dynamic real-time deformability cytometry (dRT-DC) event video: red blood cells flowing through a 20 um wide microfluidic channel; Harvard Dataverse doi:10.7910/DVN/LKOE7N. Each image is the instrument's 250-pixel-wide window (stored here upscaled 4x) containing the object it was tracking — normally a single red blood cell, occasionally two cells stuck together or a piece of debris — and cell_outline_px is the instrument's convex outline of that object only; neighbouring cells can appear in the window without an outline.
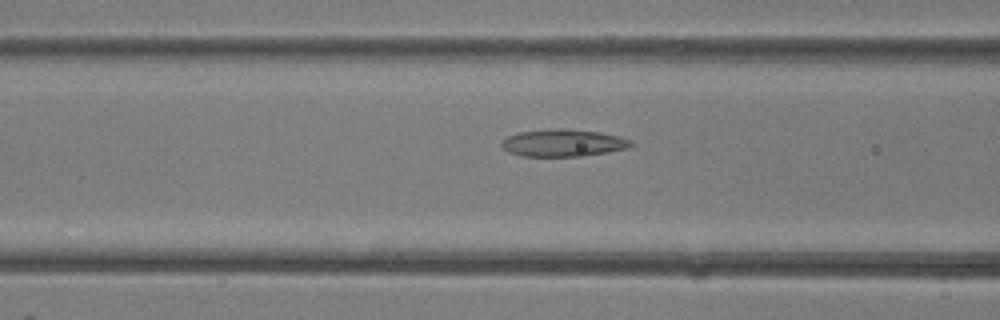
{"species": "common noctule bat (a hibernating species)", "species_latin": "Nyctalus noctula", "temperature_condition": "room temperature", "stored_images_in_passage": 14, "camera_frame_rate_fps": 3000, "um_per_image_px": 0.085, "animal": {"sex": "female"}, "frame": {"image": 1, "passage_image": 12, "time_ms": 3.667, "image_size_px": [1000, 320], "cell_outline_px": [[632, 144], [628, 148], [608, 152], [580, 156], [520, 156], [508, 152], [500, 144], [500, 140], [508, 136], [520, 132], [548, 128], [564, 128], [600, 132], [620, 136], [632, 140]], "centroid_in_image_um": [47.85, 12.14], "position_along_channel_um": 118.8, "area_um2": 20.75}}